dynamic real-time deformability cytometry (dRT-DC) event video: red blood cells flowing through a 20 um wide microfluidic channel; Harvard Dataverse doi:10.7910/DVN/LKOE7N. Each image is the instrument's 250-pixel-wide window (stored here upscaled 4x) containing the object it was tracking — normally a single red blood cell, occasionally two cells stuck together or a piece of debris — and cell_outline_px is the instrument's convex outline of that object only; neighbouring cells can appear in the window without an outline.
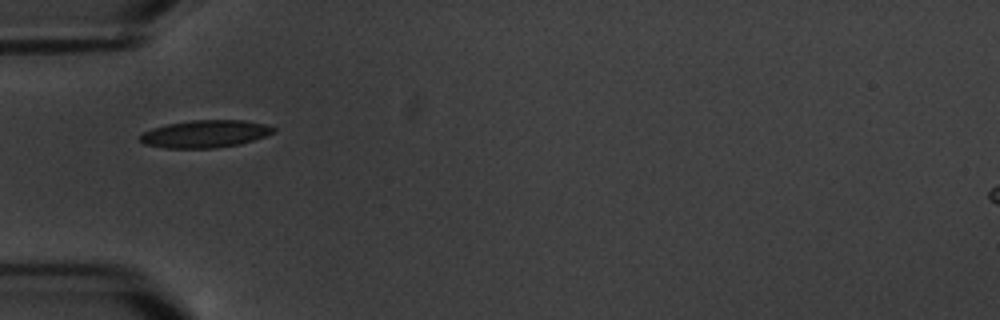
{"species": "common noctule bat (a hibernating species)", "species_latin": "Nyctalus noctula", "temperature_condition": "warm", "stored_images_in_passage": 12, "camera_frame_rate_fps": 3000, "um_per_image_px": 0.085, "animal": {"sex": "male", "body_mass_g": 20.1, "forearm_length_mm": 53.5}, "frame": {"image": 1, "passage_image": 1, "time_ms": 0.0, "image_size_px": [1000, 320], "cell_outline_px": [[276, 132], [240, 144], [216, 148], [164, 148], [144, 144], [140, 140], [140, 136], [144, 132], [152, 128], [168, 124], [192, 120], [244, 120], [268, 124], [276, 128]], "centroid_in_image_um": [17.47, 11.38], "position_along_channel_um": 67.5, "area_um2": 21.39}}
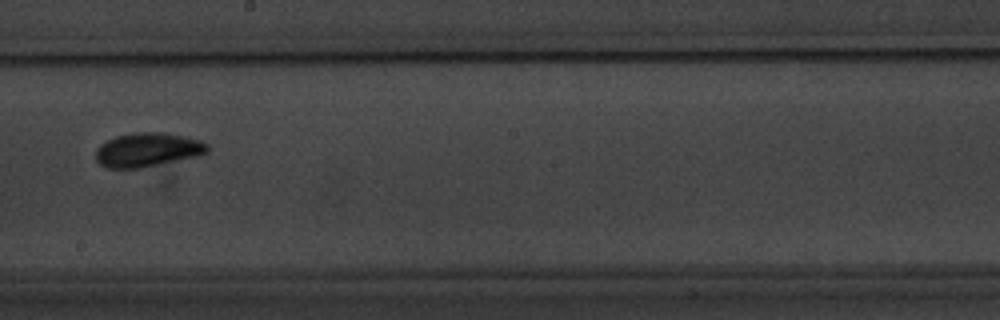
{"frame": {"image": 2, "passage_image": 5, "time_ms": 5.0, "image_size_px": [1000, 320], "cell_outline_px": [[208, 152], [200, 156], [140, 168], [108, 168], [100, 164], [96, 160], [96, 148], [100, 144], [116, 136], [136, 132], [164, 132], [184, 136], [200, 140], [208, 144]], "centroid_in_image_um": [12.56, 12.73], "position_along_channel_um": 235.6, "area_um2": 22.25}}
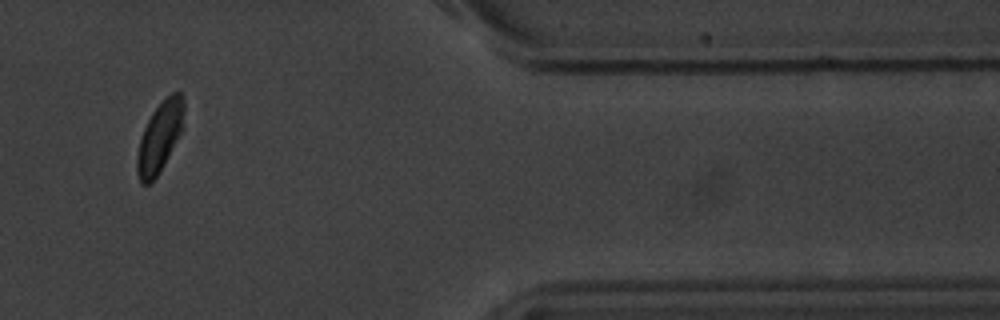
{"frame": {"image": 3, "passage_image": 10, "time_ms": 10.667, "image_size_px": [1000, 320], "cell_outline_px": [[184, 112], [180, 132], [176, 140], [152, 184], [144, 184], [140, 180], [136, 172], [136, 156], [140, 140], [144, 128], [152, 112], [172, 92], [180, 92], [184, 100]], "centroid_in_image_um": [13.55, 11.65], "position_along_channel_um": 397.9, "area_um2": 18.61}, "authors_computed_cell_mechanics": {"area_um2": 20.4612, "velocity_mm_per_s": 3.3648, "shape_relaxation_time_tau1_ms": 2.9677, "shape_relaxation_time_tau2_ms": 2.4629, "deformation_change_tau1": 0.1002, "deformation_change_tau2": 0.0387}}